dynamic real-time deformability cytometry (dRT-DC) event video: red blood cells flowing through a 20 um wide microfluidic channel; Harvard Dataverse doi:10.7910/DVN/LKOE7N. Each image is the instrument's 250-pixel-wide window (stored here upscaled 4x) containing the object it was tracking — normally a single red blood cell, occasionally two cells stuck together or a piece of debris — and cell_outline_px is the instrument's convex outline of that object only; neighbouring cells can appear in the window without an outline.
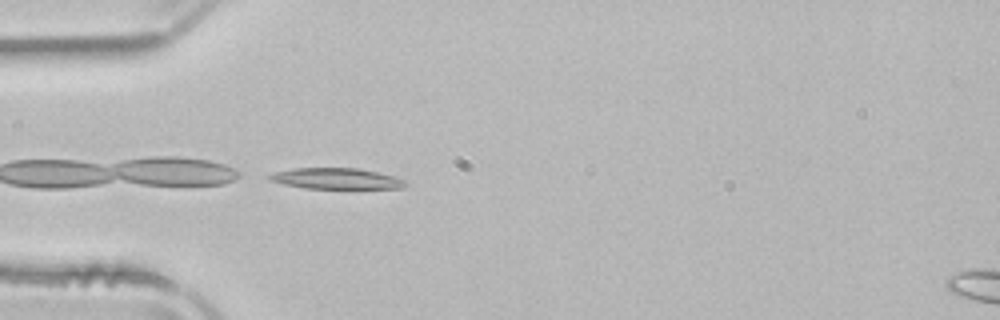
{"species": "common noctule bat (a hibernating species)", "species_latin": "Nyctalus noctula", "temperature_condition": "room temperature", "stored_images_in_passage": 4, "camera_frame_rate_fps": 3000, "um_per_image_px": 0.085, "animal": {"sex": "male", "body_mass_g": 21.5, "forearm_length_mm": 52.0}, "frame": {"image": 1, "passage_image": 4, "time_ms": 1.0, "image_size_px": [1000, 320], "cell_outline_px": [[408, 184], [400, 188], [304, 188], [284, 184], [268, 180], [264, 176], [272, 172], [292, 168], [356, 168], [376, 172], [392, 176], [404, 180]], "centroid_in_image_um": [28.47, 15.17], "position_along_channel_um": 56.5, "area_um2": 16.53}}